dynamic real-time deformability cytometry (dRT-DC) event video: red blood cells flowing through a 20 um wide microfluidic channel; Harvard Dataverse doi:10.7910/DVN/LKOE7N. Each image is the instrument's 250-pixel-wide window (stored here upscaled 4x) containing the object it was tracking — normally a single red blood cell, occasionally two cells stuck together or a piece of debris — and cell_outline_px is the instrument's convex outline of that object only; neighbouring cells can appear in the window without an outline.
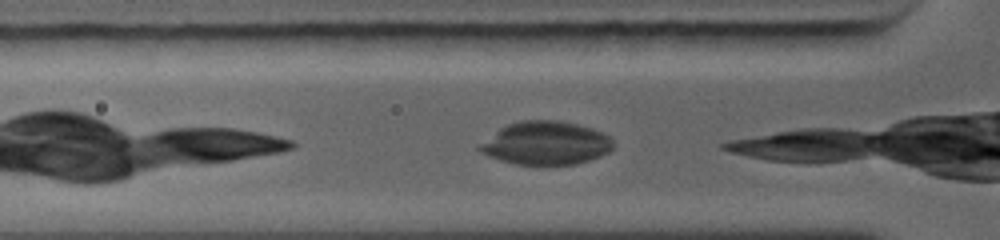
{"species": "common noctule bat (a hibernating species)", "species_latin": "Nyctalus noctula", "temperature_condition": "warm", "stored_images_in_passage": 14, "camera_frame_rate_fps": 5000, "um_per_image_px": 0.085, "animal": {"sex": "female", "body_mass_g": 19.0, "forearm_length_mm": 56.7}, "frame": {"image": 1, "passage_image": 4, "time_ms": 0.4, "image_size_px": [1000, 240], "cell_outline_px": [[616, 148], [600, 156], [576, 164], [516, 164], [500, 160], [488, 156], [480, 152], [476, 148], [480, 144], [500, 128], [508, 124], [520, 120], [560, 120], [592, 128], [612, 136]], "centroid_in_image_um": [46.44, 12.16], "position_along_channel_um": 79.4, "area_um2": 33.81}}